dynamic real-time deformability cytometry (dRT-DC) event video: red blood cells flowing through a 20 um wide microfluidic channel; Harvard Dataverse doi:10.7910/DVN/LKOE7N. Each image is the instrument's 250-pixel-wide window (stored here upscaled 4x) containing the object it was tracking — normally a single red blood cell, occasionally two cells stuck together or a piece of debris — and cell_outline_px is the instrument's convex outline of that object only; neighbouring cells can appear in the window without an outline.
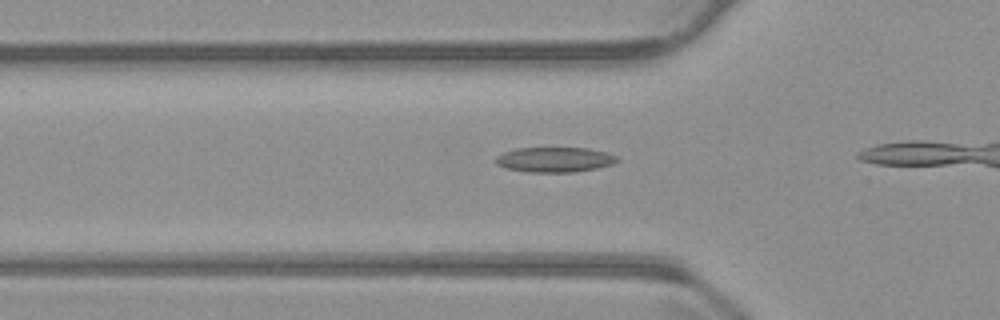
{"species": "common noctule bat (a hibernating species)", "species_latin": "Nyctalus noctula", "temperature_condition": "warm", "stored_images_in_passage": 17, "camera_frame_rate_fps": 3000, "um_per_image_px": 0.085, "animal": {"sex": "male", "body_mass_g": 23.1, "forearm_length_mm": 52.7}, "frame": {"image": 1, "passage_image": 12, "time_ms": 3.667, "image_size_px": [1000, 320], "cell_outline_px": [[620, 160], [612, 164], [596, 168], [572, 172], [528, 172], [504, 168], [496, 164], [496, 156], [504, 152], [516, 148], [588, 148], [604, 152], [616, 156]], "centroid_in_image_um": [47.11, 13.57], "position_along_channel_um": 78.7, "area_um2": 17.63}}
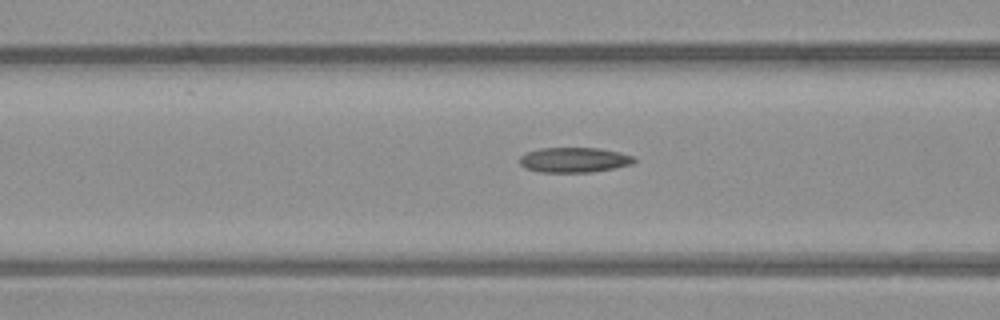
{"frame": {"image": 2, "passage_image": 15, "time_ms": 4.667, "image_size_px": [1000, 320], "cell_outline_px": [[636, 160], [632, 164], [616, 168], [592, 172], [540, 172], [524, 168], [520, 164], [520, 156], [528, 152], [540, 148], [600, 148], [620, 152], [632, 156]], "centroid_in_image_um": [48.81, 13.59], "position_along_channel_um": 117.8, "area_um2": 16.76}}